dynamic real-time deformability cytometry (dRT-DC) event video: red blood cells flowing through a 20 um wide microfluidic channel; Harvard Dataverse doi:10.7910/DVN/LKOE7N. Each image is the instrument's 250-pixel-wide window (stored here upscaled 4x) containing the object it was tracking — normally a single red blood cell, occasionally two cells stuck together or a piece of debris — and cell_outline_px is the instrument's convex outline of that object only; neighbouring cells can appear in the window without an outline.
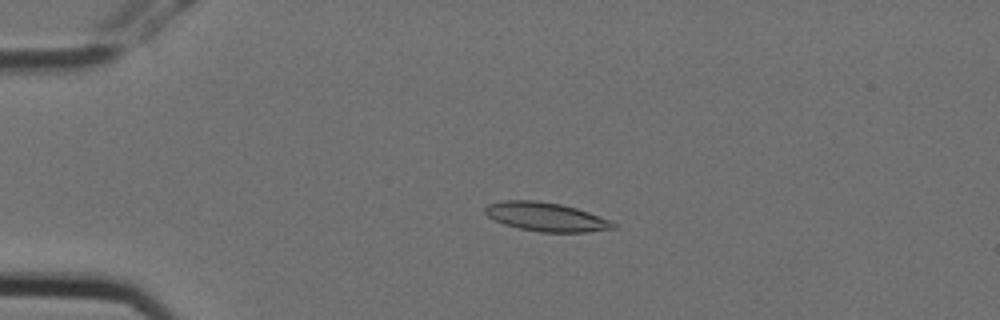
{"species": "Egyptian fruit bat (a non-hibernating species)", "species_latin": "Rousettus aegyptiacus", "temperature_condition": "cold", "stored_images_in_passage": 6, "camera_frame_rate_fps": 3000, "um_per_image_px": 0.085, "animal": {"sex": "female"}, "frame": {"image": 1, "passage_image": 3, "time_ms": 0.667, "image_size_px": [1000, 320], "cell_outline_px": [[616, 228], [588, 232], [540, 232], [520, 228], [504, 224], [488, 216], [484, 212], [484, 208], [488, 204], [504, 200], [536, 200], [560, 204], [576, 208], [588, 212], [608, 220], [616, 224]], "centroid_in_image_um": [46.39, 18.43], "position_along_channel_um": 38.6, "area_um2": 21.33}}
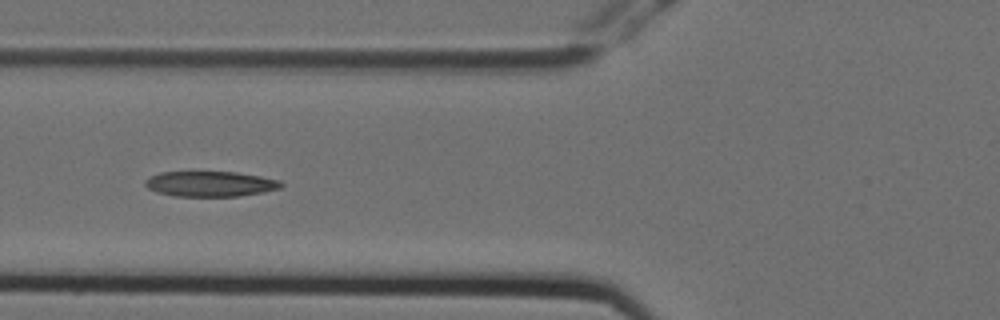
{"frame": {"image": 2, "passage_image": 5, "time_ms": 1.333, "image_size_px": [1000, 320], "cell_outline_px": [[284, 184], [280, 188], [264, 192], [240, 196], [176, 196], [156, 192], [148, 188], [144, 184], [144, 180], [148, 176], [160, 172], [236, 172], [260, 176], [280, 180]], "centroid_in_image_um": [17.86, 15.63], "position_along_channel_um": 107.9, "area_um2": 20.17}}
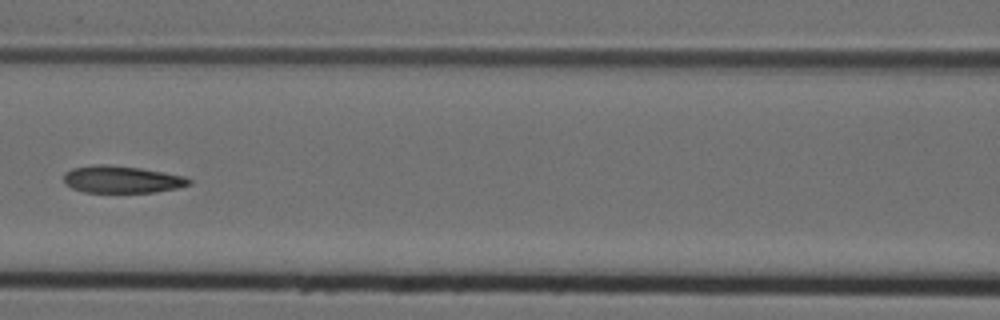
{"frame": {"image": 3, "passage_image": 6, "time_ms": 1.667, "image_size_px": [1000, 320], "cell_outline_px": [[192, 184], [176, 188], [156, 192], [84, 192], [72, 188], [64, 184], [64, 172], [72, 168], [96, 164], [108, 164], [140, 168], [164, 172], [184, 176], [192, 180]], "centroid_in_image_um": [10.34, 15.24], "position_along_channel_um": 156.3, "area_um2": 19.94}}